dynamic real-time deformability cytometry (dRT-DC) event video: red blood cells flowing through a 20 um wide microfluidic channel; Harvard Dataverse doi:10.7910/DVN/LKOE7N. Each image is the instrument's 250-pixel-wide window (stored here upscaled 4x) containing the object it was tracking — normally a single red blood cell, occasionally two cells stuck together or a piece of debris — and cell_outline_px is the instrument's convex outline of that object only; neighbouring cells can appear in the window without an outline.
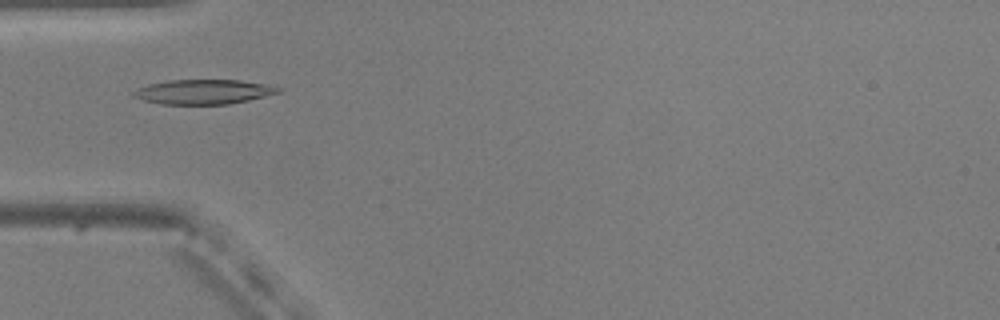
{"species": "common noctule bat (a hibernating species)", "species_latin": "Nyctalus noctula", "temperature_condition": "warm", "stored_images_in_passage": 54, "camera_frame_rate_fps": 3000, "um_per_image_px": 0.085, "animal": {"sex": "male", "body_mass_g": 20.5, "forearm_length_mm": 52.5}, "frame": {"image": 1, "passage_image": 17, "time_ms": 5.333, "image_size_px": [1000, 320], "cell_outline_px": [[280, 92], [248, 100], [228, 104], [160, 104], [144, 100], [132, 96], [132, 92], [136, 88], [148, 84], [168, 80], [240, 80], [268, 84], [280, 88]], "centroid_in_image_um": [17.26, 7.8], "position_along_channel_um": 67.7, "area_um2": 20.75}}
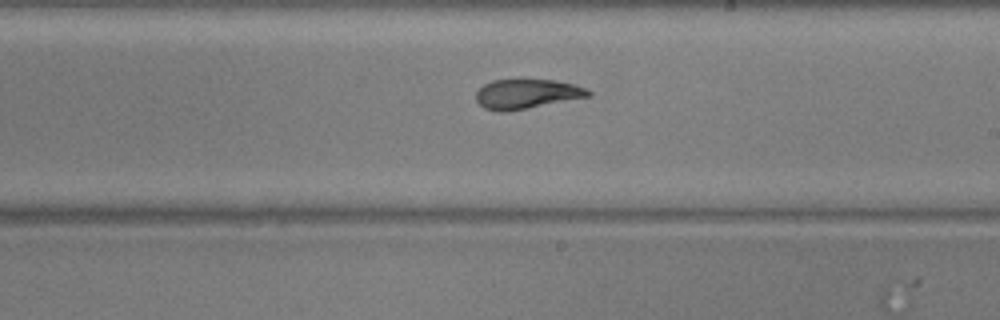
{"frame": {"image": 2, "passage_image": 31, "time_ms": 10.0, "image_size_px": [1000, 320], "cell_outline_px": [[592, 92], [588, 96], [508, 112], [500, 112], [484, 108], [476, 100], [476, 92], [484, 84], [492, 80], [516, 76], [524, 76], [552, 80], [572, 84], [584, 88]], "centroid_in_image_um": [44.69, 7.93], "position_along_channel_um": 244.3, "area_um2": 20.0}}
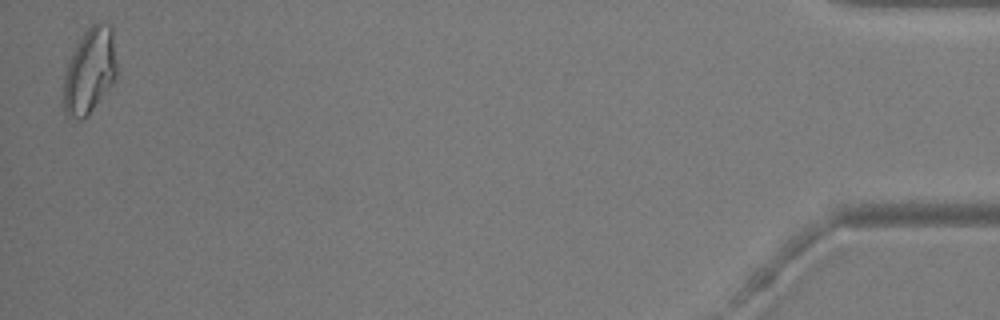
{"frame": {"image": 3, "passage_image": 53, "time_ms": 17.333, "image_size_px": [1000, 320], "cell_outline_px": [[116, 76], [112, 84], [84, 120], [80, 120], [64, 112], [64, 76], [68, 64], [84, 32], [92, 24], [100, 20], [108, 24], [112, 28], [116, 64]], "centroid_in_image_um": [7.64, 6.01], "position_along_channel_um": 427.6, "area_um2": 26.01}, "authors_computed_cell_mechanics": {"area_um2": 20.6635, "velocity_mm_per_s": 3.7635, "shape_relaxation_time_tau1_ms": 10.2536, "shape_relaxation_time_tau2_ms": 1.8824, "deformation_change_tau1": 0.2698, "deformation_change_tau2": 0.0805}}